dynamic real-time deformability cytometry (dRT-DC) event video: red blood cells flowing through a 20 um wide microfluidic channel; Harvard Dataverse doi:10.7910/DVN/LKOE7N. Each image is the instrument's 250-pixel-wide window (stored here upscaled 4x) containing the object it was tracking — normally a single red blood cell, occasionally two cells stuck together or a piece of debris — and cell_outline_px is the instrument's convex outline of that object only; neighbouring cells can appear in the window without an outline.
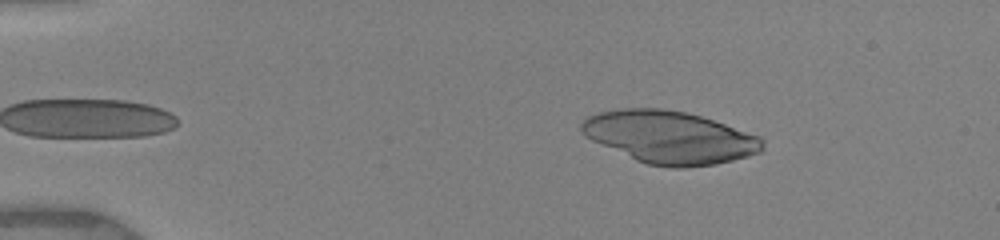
{"species": "human", "species_latin": "Homo sapiens", "temperature_condition": "warm", "stored_images_in_passage": 11, "camera_frame_rate_fps": 3000, "um_per_image_px": 0.085, "donor": {"sex": "female"}, "frame": {"image": 1, "passage_image": 1, "time_ms": 0.0, "image_size_px": [1000, 240], "cell_outline_px": [[764, 148], [760, 152], [748, 156], [716, 164], [684, 168], [672, 168], [648, 164], [636, 160], [592, 140], [584, 136], [580, 128], [580, 124], [588, 116], [600, 112], [624, 108], [664, 108], [684, 112], [700, 116], [760, 136], [764, 140]], "centroid_in_image_um": [56.92, 11.67], "position_along_channel_um": 28.1, "area_um2": 55.14}}